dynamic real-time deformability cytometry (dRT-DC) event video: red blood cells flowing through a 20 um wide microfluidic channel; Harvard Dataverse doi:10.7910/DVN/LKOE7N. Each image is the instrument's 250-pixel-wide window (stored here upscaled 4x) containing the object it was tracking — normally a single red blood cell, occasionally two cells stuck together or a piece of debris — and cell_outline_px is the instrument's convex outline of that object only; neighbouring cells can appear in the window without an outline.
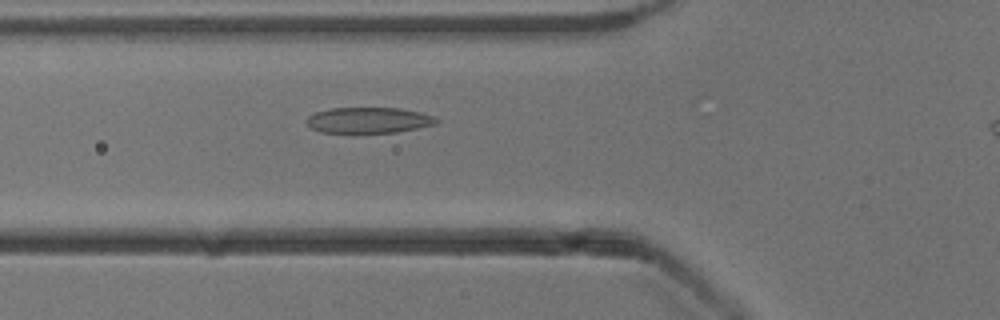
{"species": "common noctule bat (a hibernating species)", "species_latin": "Nyctalus noctula", "temperature_condition": "cold", "stored_images_in_passage": 31, "camera_frame_rate_fps": 3000, "um_per_image_px": 0.085, "animal": {"sex": "male", "body_mass_g": 13.3}, "frame": {"image": 1, "passage_image": 3, "time_ms": 0.667, "image_size_px": [1000, 320], "cell_outline_px": [[440, 120], [436, 124], [396, 132], [320, 132], [312, 128], [308, 124], [308, 116], [316, 112], [328, 108], [400, 108], [420, 112], [436, 116]], "centroid_in_image_um": [31.38, 10.2], "position_along_channel_um": 94.4, "area_um2": 19.36}}
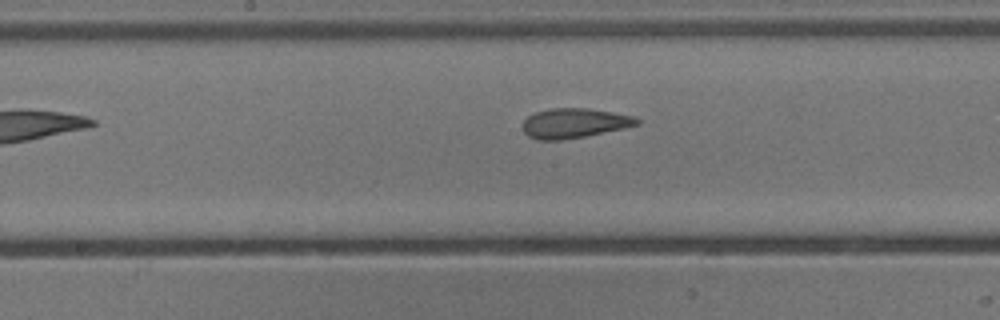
{"frame": {"image": 2, "passage_image": 11, "time_ms": 3.333, "image_size_px": [1000, 320], "cell_outline_px": [[640, 124], [624, 128], [584, 136], [560, 140], [536, 140], [528, 136], [524, 132], [524, 120], [528, 116], [536, 112], [552, 108], [588, 108], [612, 112], [632, 116], [640, 120]], "centroid_in_image_um": [48.8, 10.47], "position_along_channel_um": 199.4, "area_um2": 19.59}}
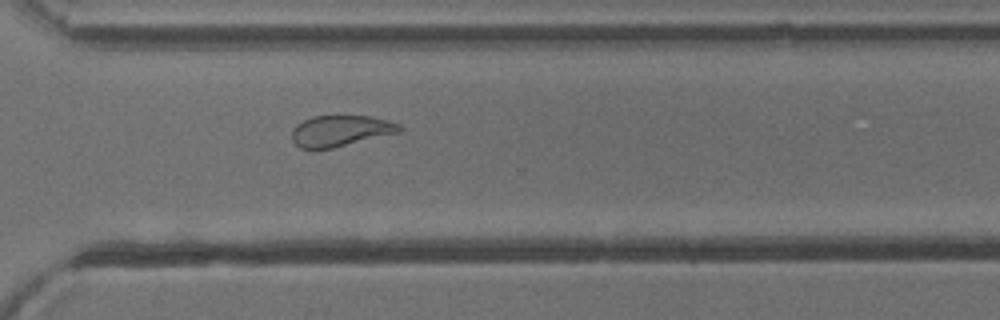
{"frame": {"image": 3, "passage_image": 22, "time_ms": 7.0, "image_size_px": [1000, 320], "cell_outline_px": [[404, 128], [400, 132], [332, 148], [300, 148], [292, 140], [292, 128], [296, 124], [312, 116], [372, 116], [388, 120], [400, 124]], "centroid_in_image_um": [28.96, 11.11], "position_along_channel_um": 341.6, "area_um2": 19.42}, "authors_computed_cell_mechanics": {"area_um2": 19.9988, "velocity_mm_per_s": 3.8961, "shape_relaxation_time_tau1_ms": 3.5377, "shape_relaxation_time_tau2_ms": 1.3091, "deformation_change_tau1": 0.1339, "deformation_change_tau2": 0.0949}}